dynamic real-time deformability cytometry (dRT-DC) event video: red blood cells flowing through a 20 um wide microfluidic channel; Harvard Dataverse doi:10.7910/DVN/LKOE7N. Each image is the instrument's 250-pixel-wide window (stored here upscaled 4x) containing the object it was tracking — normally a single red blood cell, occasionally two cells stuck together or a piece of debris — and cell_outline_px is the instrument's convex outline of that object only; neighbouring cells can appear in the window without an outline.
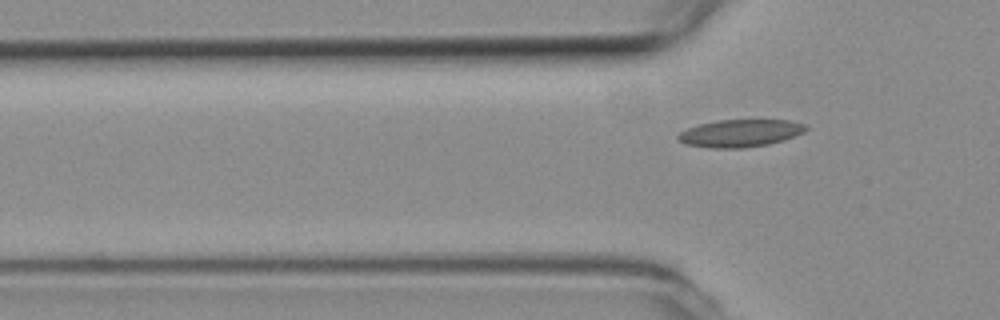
{"species": "common noctule bat (a hibernating species)", "species_latin": "Nyctalus noctula", "temperature_condition": "room temperature", "stored_images_in_passage": 5, "camera_frame_rate_fps": 3000, "um_per_image_px": 0.085, "animal": {"sex": "female", "body_mass_g": 19.3, "forearm_length_mm": 54.1}, "frame": {"image": 1, "passage_image": 5, "time_ms": 1.333, "image_size_px": [1000, 320], "cell_outline_px": [[808, 128], [804, 132], [784, 140], [768, 144], [744, 148], [708, 148], [684, 144], [676, 136], [680, 132], [688, 128], [700, 124], [716, 120], [788, 120], [804, 124]], "centroid_in_image_um": [62.9, 11.33], "position_along_channel_um": 62.9, "area_um2": 20.46}}